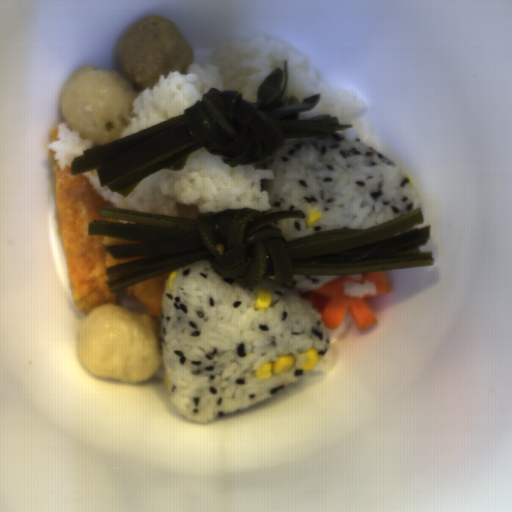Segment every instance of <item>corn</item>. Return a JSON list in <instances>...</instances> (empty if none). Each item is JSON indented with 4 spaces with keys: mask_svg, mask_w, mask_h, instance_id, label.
Returning <instances> with one entry per match:
<instances>
[{
    "mask_svg": "<svg viewBox=\"0 0 512 512\" xmlns=\"http://www.w3.org/2000/svg\"><path fill=\"white\" fill-rule=\"evenodd\" d=\"M295 362V357L292 354L279 355L276 356V360L265 362L256 371L253 372V375L255 378L259 379L277 376L290 370L294 366Z\"/></svg>",
    "mask_w": 512,
    "mask_h": 512,
    "instance_id": "obj_1",
    "label": "corn"
},
{
    "mask_svg": "<svg viewBox=\"0 0 512 512\" xmlns=\"http://www.w3.org/2000/svg\"><path fill=\"white\" fill-rule=\"evenodd\" d=\"M273 293L271 290L259 289L255 295L254 310H266L272 302Z\"/></svg>",
    "mask_w": 512,
    "mask_h": 512,
    "instance_id": "obj_2",
    "label": "corn"
},
{
    "mask_svg": "<svg viewBox=\"0 0 512 512\" xmlns=\"http://www.w3.org/2000/svg\"><path fill=\"white\" fill-rule=\"evenodd\" d=\"M304 355L305 360L302 370L310 371L316 368L319 362L318 351L314 347H310L307 351H305Z\"/></svg>",
    "mask_w": 512,
    "mask_h": 512,
    "instance_id": "obj_3",
    "label": "corn"
},
{
    "mask_svg": "<svg viewBox=\"0 0 512 512\" xmlns=\"http://www.w3.org/2000/svg\"><path fill=\"white\" fill-rule=\"evenodd\" d=\"M322 217V214L321 212H319L317 210V208H310L307 213H306V218H305V227H311L313 226L315 223H317L320 218Z\"/></svg>",
    "mask_w": 512,
    "mask_h": 512,
    "instance_id": "obj_4",
    "label": "corn"
},
{
    "mask_svg": "<svg viewBox=\"0 0 512 512\" xmlns=\"http://www.w3.org/2000/svg\"><path fill=\"white\" fill-rule=\"evenodd\" d=\"M178 273L177 271H171L169 274H168V277H167V287L169 288V290L171 291L173 289V279L175 277H177Z\"/></svg>",
    "mask_w": 512,
    "mask_h": 512,
    "instance_id": "obj_5",
    "label": "corn"
},
{
    "mask_svg": "<svg viewBox=\"0 0 512 512\" xmlns=\"http://www.w3.org/2000/svg\"><path fill=\"white\" fill-rule=\"evenodd\" d=\"M163 381H164V384H165L166 388L170 389L171 384H170L169 377H168L167 373H164Z\"/></svg>",
    "mask_w": 512,
    "mask_h": 512,
    "instance_id": "obj_6",
    "label": "corn"
},
{
    "mask_svg": "<svg viewBox=\"0 0 512 512\" xmlns=\"http://www.w3.org/2000/svg\"><path fill=\"white\" fill-rule=\"evenodd\" d=\"M404 176H405L406 178H408V179H409V181H410V185L414 186V182H413V180H412L411 176H410V175H408L407 173H406Z\"/></svg>",
    "mask_w": 512,
    "mask_h": 512,
    "instance_id": "obj_7",
    "label": "corn"
}]
</instances>
